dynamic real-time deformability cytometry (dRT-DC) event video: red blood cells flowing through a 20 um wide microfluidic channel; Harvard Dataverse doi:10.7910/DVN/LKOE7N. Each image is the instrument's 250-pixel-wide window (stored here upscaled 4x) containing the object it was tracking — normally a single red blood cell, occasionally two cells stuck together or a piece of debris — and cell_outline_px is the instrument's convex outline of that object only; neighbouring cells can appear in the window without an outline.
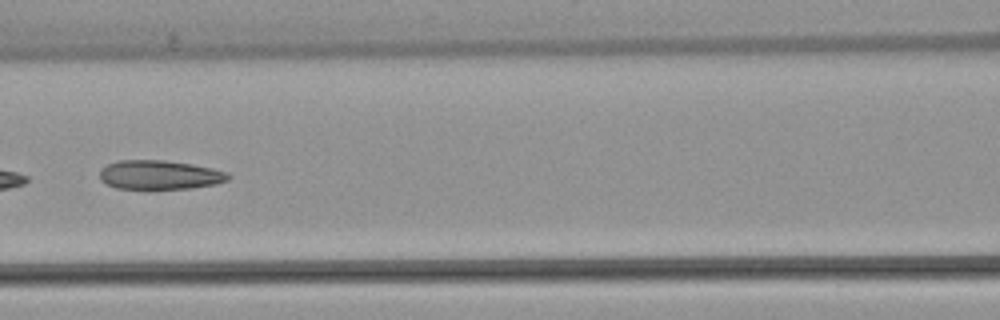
{"species": "common noctule bat (a hibernating species)", "species_latin": "Nyctalus noctula", "temperature_condition": "warm", "stored_images_in_passage": 5, "camera_frame_rate_fps": 3000, "um_per_image_px": 0.085, "animal": {"sex": "female", "body_mass_g": 22.7, "forearm_length_mm": 54.2}, "frame": {"image": 1, "passage_image": 5, "time_ms": 5.333, "image_size_px": [1000, 320], "cell_outline_px": [[232, 176], [228, 180], [216, 184], [192, 188], [152, 192], [148, 192], [116, 188], [104, 184], [100, 180], [100, 172], [108, 164], [116, 160], [164, 160], [192, 164], [212, 168], [228, 172]], "centroid_in_image_um": [13.56, 14.92], "position_along_channel_um": 153.0, "area_um2": 22.95}}